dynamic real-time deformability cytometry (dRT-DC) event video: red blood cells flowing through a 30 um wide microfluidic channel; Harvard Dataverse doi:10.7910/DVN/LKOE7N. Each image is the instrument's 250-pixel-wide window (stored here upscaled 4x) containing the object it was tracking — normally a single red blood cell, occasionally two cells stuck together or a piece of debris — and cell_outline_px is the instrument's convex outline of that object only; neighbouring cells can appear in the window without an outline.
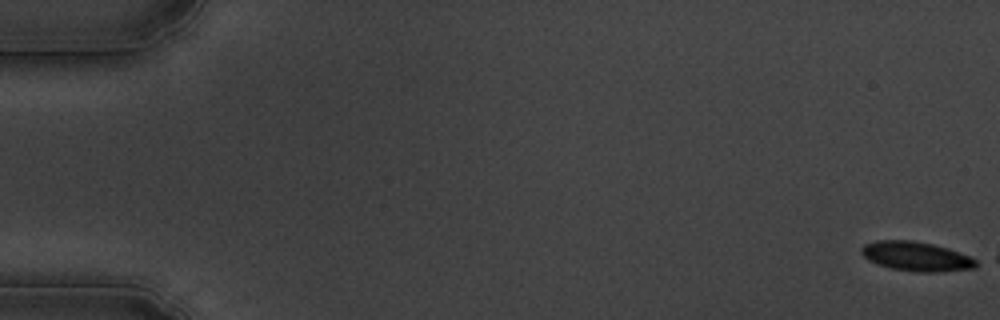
{"species": "common noctule bat (a hibernating species)", "species_latin": "Nyctalus noctula", "temperature_condition": "cold", "stored_images_in_passage": 3, "camera_frame_rate_fps": 3000, "um_per_image_px": 0.085, "animal": {"sex": "male", "body_mass_g": 19.5, "forearm_length_mm": 54.6}, "frame": {"image": 1, "passage_image": 1, "time_ms": 0.0, "image_size_px": [1000, 320], "cell_outline_px": [[976, 268], [940, 272], [920, 272], [892, 268], [876, 264], [868, 260], [860, 252], [860, 248], [864, 244], [876, 240], [912, 240], [932, 244], [948, 248], [968, 256], [976, 260]], "centroid_in_image_um": [77.84, 21.79], "position_along_channel_um": 7.2, "area_um2": 19.59}}